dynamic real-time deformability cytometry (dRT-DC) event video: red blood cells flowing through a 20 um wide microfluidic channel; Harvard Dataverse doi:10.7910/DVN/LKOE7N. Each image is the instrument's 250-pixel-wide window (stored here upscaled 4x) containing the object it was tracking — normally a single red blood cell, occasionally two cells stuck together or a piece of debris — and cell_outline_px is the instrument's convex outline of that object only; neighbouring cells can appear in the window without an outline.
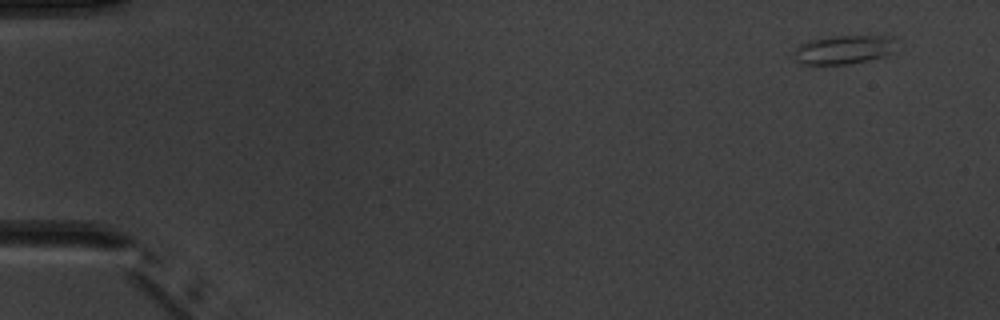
{"species": "common noctule bat (a hibernating species)", "species_latin": "Nyctalus noctula", "temperature_condition": "warm", "stored_images_in_passage": 8, "camera_frame_rate_fps": 3000, "um_per_image_px": 0.085, "animal": {"sex": "male", "body_mass_g": 20.1, "forearm_length_mm": 53.5}, "frame": {"image": 1, "passage_image": 1, "time_ms": 0.0, "image_size_px": [1000, 320], "cell_outline_px": [[896, 52], [884, 56], [848, 64], [800, 64], [792, 56], [792, 52], [800, 44], [808, 40], [832, 36], [884, 36], [896, 40]], "centroid_in_image_um": [71.7, 4.22], "position_along_channel_um": 13.3, "area_um2": 17.34}}
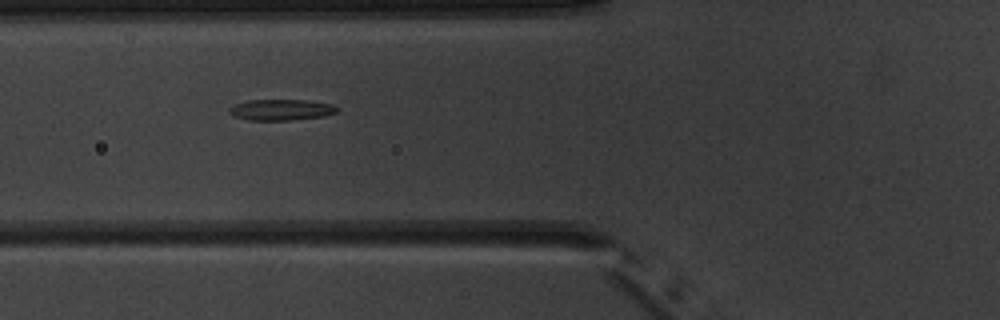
{"frame": {"image": 2, "passage_image": 6, "time_ms": 5.667, "image_size_px": [1000, 320], "cell_outline_px": [[340, 108], [336, 112], [324, 116], [292, 120], [248, 120], [236, 116], [228, 112], [228, 108], [236, 104], [248, 100], [308, 100], [332, 104]], "centroid_in_image_um": [23.92, 9.33], "position_along_channel_um": 101.9, "area_um2": 13.18}}
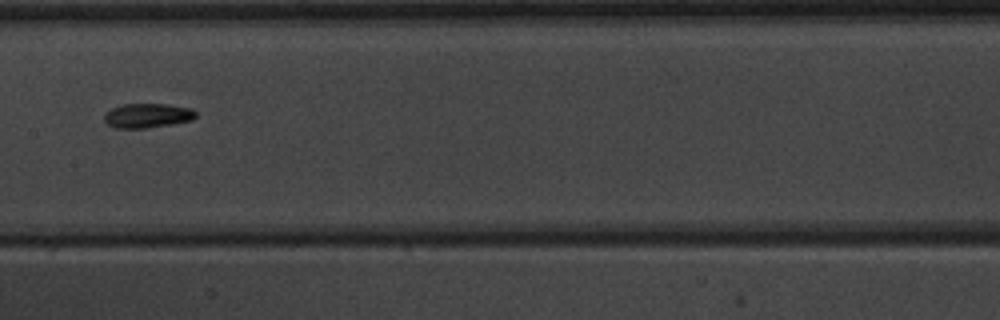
{"frame": {"image": 3, "passage_image": 8, "time_ms": 8.0, "image_size_px": [1000, 320], "cell_outline_px": [[196, 116], [192, 120], [172, 124], [144, 128], [116, 128], [108, 124], [104, 120], [104, 112], [120, 104], [168, 104], [192, 108], [196, 112]], "centroid_in_image_um": [12.52, 9.81], "position_along_channel_um": 194.9, "area_um2": 13.12}}